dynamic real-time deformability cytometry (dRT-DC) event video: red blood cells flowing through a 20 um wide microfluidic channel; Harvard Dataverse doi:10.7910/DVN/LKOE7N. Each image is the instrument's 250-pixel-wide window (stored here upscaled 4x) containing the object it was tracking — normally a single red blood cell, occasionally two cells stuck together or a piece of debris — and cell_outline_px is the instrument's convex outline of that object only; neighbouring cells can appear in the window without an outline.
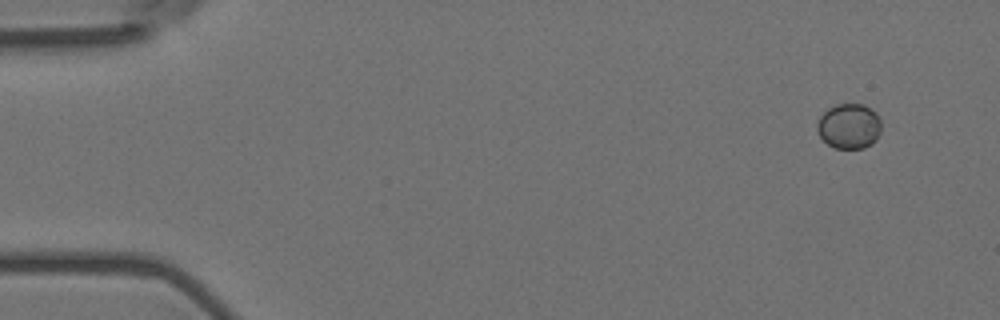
{"species": "Egyptian fruit bat (a non-hibernating species)", "species_latin": "Rousettus aegyptiacus", "temperature_condition": "room temperature", "stored_images_in_passage": 10, "camera_frame_rate_fps": 3000, "um_per_image_px": 0.085, "animal": {"sex": "female"}, "frame": {"image": 1, "passage_image": 1, "time_ms": 0.0, "image_size_px": [1000, 320], "cell_outline_px": [[880, 132], [876, 140], [872, 144], [864, 148], [836, 148], [828, 144], [816, 132], [816, 124], [820, 116], [828, 108], [836, 104], [864, 104], [876, 112], [880, 120]], "centroid_in_image_um": [72.16, 10.72], "position_along_channel_um": 12.8, "area_um2": 16.99}}
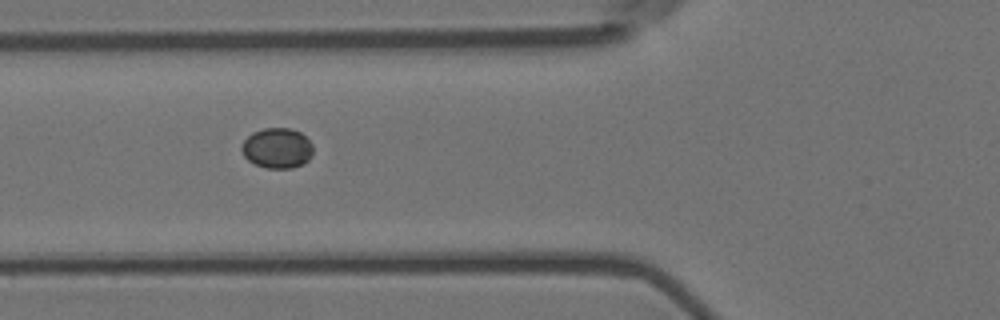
{"frame": {"image": 2, "passage_image": 6, "time_ms": 1.667, "image_size_px": [1000, 320], "cell_outline_px": [[312, 156], [304, 164], [292, 168], [268, 168], [256, 164], [248, 160], [244, 156], [240, 148], [240, 144], [252, 132], [264, 128], [292, 128], [300, 132], [312, 144]], "centroid_in_image_um": [23.55, 12.59], "position_along_channel_um": 102.3, "area_um2": 16.88}}
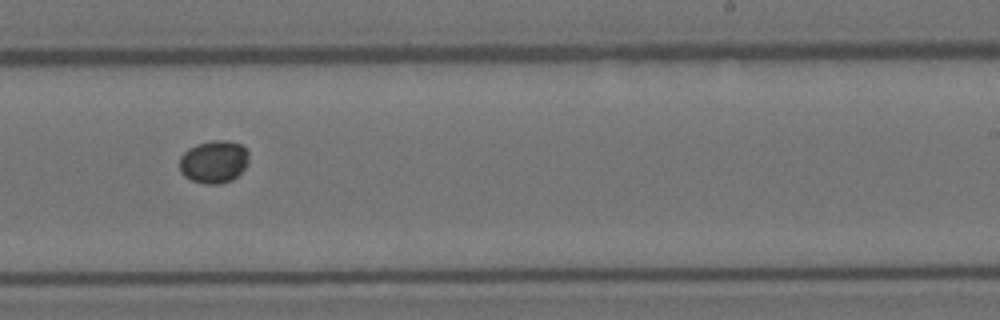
{"frame": {"image": 3, "passage_image": 10, "time_ms": 3.0, "image_size_px": [1000, 320], "cell_outline_px": [[248, 160], [244, 168], [232, 180], [220, 184], [204, 184], [192, 180], [184, 176], [180, 172], [180, 156], [188, 148], [196, 144], [212, 140], [228, 140], [240, 144], [248, 152]], "centroid_in_image_um": [18.15, 13.74], "position_along_channel_um": 270.8, "area_um2": 17.28}}